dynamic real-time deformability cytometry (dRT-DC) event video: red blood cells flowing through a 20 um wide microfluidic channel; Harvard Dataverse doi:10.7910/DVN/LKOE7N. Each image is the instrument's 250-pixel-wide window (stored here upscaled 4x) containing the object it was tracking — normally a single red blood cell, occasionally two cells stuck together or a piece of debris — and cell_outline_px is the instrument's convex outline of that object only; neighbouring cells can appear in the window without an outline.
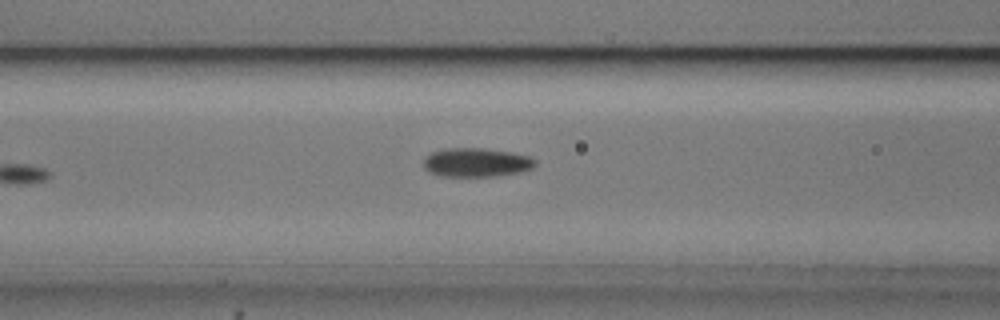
{"species": "common noctule bat (a hibernating species)", "species_latin": "Nyctalus noctula", "temperature_condition": "cold", "stored_images_in_passage": 5, "camera_frame_rate_fps": 3000, "um_per_image_px": 0.085, "animal": {"sex": "male", "body_mass_g": 20.5, "forearm_length_mm": 52.5}, "frame": {"image": 1, "passage_image": 5, "time_ms": 4.667, "image_size_px": [1000, 320], "cell_outline_px": [[536, 164], [532, 168], [520, 172], [496, 176], [440, 176], [428, 172], [424, 168], [424, 160], [432, 152], [444, 148], [484, 148], [512, 152], [532, 156], [536, 160]], "centroid_in_image_um": [40.52, 13.8], "position_along_channel_um": 126.1, "area_um2": 18.96}}